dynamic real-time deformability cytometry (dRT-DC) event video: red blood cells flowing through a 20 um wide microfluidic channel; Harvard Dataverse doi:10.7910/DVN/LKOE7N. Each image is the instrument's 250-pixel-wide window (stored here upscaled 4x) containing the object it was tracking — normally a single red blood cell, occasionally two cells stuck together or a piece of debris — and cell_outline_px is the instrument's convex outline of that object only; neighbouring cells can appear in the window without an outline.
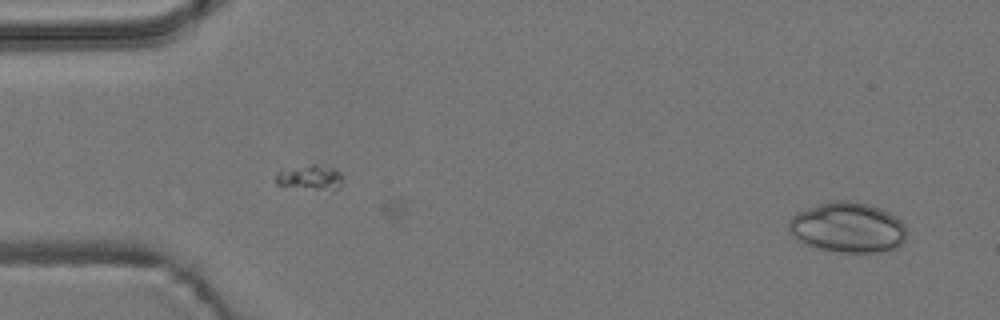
{"species": "common noctule bat (a hibernating species)", "species_latin": "Nyctalus noctula", "temperature_condition": "room temperature", "stored_images_in_passage": 4, "segment_of_instrument_passage": [2, 2], "camera_frame_rate_fps": 3000, "um_per_image_px": 0.085, "animal": {"sex": "male", "body_mass_g": 19.2, "forearm_length_mm": 51.8}, "frame": {"image": 1, "passage_image": 4, "time_ms": 3.667, "image_size_px": [1000, 320], "cell_outline_px": [[904, 240], [896, 248], [876, 252], [840, 252], [820, 248], [804, 244], [788, 228], [788, 220], [796, 212], [820, 204], [836, 200], [848, 200], [868, 204], [880, 208], [896, 216], [904, 224]], "centroid_in_image_um": [72.05, 19.32], "position_along_channel_um": 13.0, "area_um2": 34.1}}